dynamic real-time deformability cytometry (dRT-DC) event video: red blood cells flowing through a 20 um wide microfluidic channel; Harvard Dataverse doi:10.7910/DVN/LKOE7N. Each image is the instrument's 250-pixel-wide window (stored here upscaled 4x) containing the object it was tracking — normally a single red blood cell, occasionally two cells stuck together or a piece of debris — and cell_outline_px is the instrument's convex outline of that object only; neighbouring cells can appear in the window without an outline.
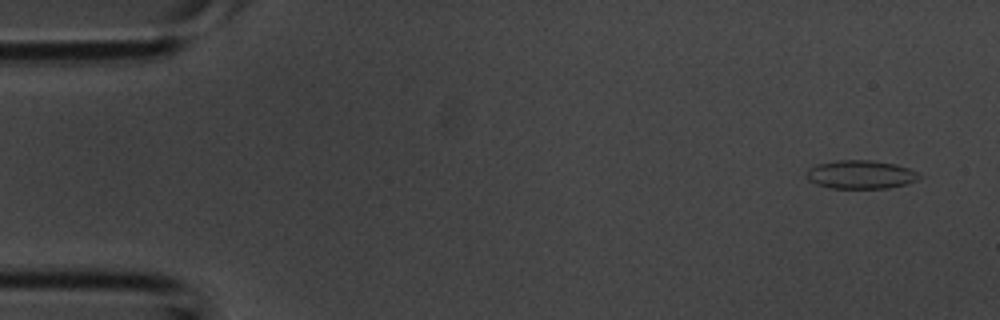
{"species": "common noctule bat (a hibernating species)", "species_latin": "Nyctalus noctula", "temperature_condition": "room temperature", "stored_images_in_passage": 4, "camera_frame_rate_fps": 3000, "um_per_image_px": 0.085, "animal": {"sex": "male", "body_mass_g": 20.1, "forearm_length_mm": 53.5}, "frame": {"image": 1, "passage_image": 1, "time_ms": 0.0, "image_size_px": [1000, 320], "cell_outline_px": [[924, 176], [916, 180], [904, 184], [888, 188], [828, 188], [816, 184], [808, 180], [804, 176], [808, 168], [816, 164], [836, 160], [872, 160], [896, 164], [908, 168]], "centroid_in_image_um": [73.11, 14.83], "position_along_channel_um": 11.9, "area_um2": 18.9}}
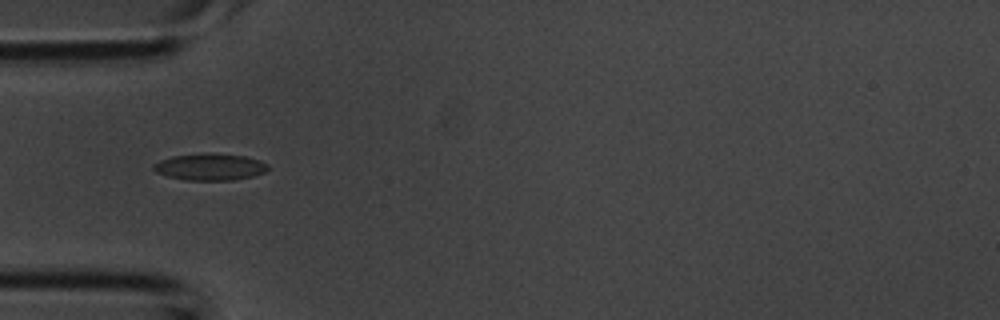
{"frame": {"image": 2, "passage_image": 4, "time_ms": 1.0, "image_size_px": [1000, 320], "cell_outline_px": [[268, 168], [264, 172], [252, 176], [232, 180], [184, 180], [168, 176], [156, 172], [152, 168], [152, 164], [160, 160], [172, 156], [204, 152], [244, 156], [260, 160], [268, 164]], "centroid_in_image_um": [17.81, 14.17], "position_along_channel_um": 67.2, "area_um2": 17.92}}